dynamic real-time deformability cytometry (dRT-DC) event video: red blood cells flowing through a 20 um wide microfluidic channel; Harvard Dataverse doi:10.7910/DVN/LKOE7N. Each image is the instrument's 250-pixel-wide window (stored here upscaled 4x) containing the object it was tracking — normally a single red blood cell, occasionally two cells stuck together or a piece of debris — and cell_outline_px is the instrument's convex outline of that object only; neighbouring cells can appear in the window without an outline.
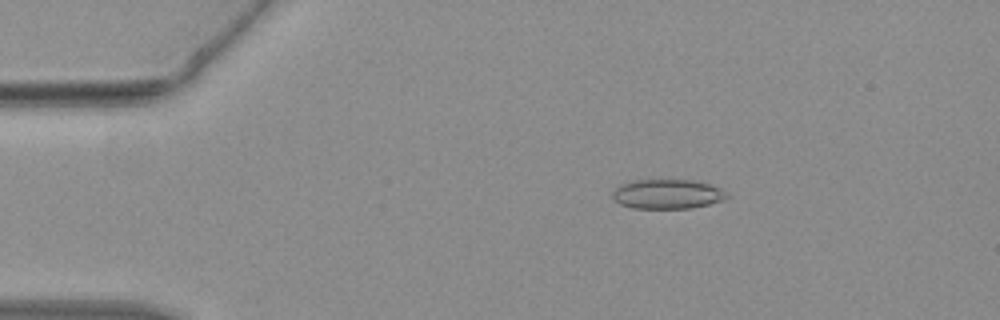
{"species": "common noctule bat (a hibernating species)", "species_latin": "Nyctalus noctula", "temperature_condition": "warm", "stored_images_in_passage": 42, "camera_frame_rate_fps": 3000, "um_per_image_px": 0.085, "animal": {"sex": "female", "body_mass_g": 19.3, "forearm_length_mm": 54.1}, "frame": {"image": 1, "passage_image": 4, "time_ms": 1.0, "image_size_px": [1000, 320], "cell_outline_px": [[732, 196], [724, 200], [692, 208], [632, 208], [620, 204], [612, 196], [612, 192], [620, 184], [632, 180], [692, 180], [708, 184], [720, 188]], "centroid_in_image_um": [56.74, 16.49], "position_along_channel_um": 28.3, "area_um2": 19.71}}
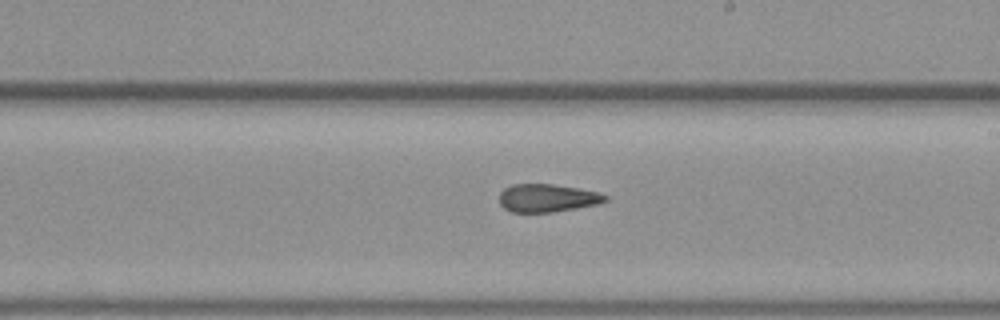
{"frame": {"image": 2, "passage_image": 22, "time_ms": 7.0, "image_size_px": [1000, 320], "cell_outline_px": [[608, 200], [600, 204], [552, 212], [512, 212], [504, 208], [500, 204], [500, 192], [504, 188], [512, 184], [552, 184], [576, 188], [596, 192], [608, 196]], "centroid_in_image_um": [46.51, 16.83], "position_along_channel_um": 242.5, "area_um2": 17.22}}
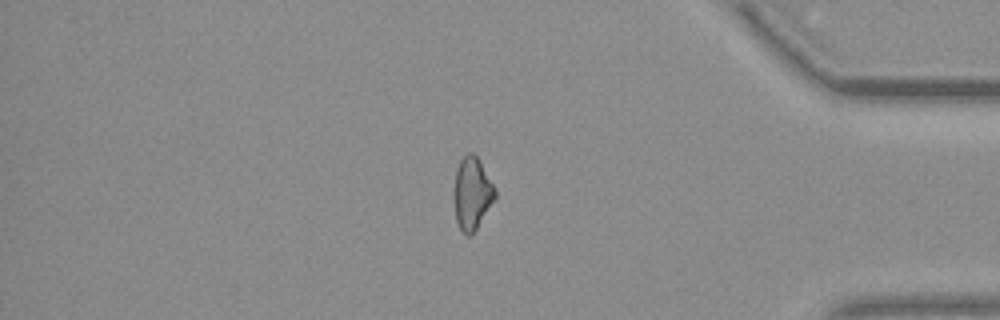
{"frame": {"image": 3, "passage_image": 34, "time_ms": 11.0, "image_size_px": [1000, 320], "cell_outline_px": [[496, 196], [476, 228], [468, 236], [460, 228], [456, 220], [452, 196], [452, 192], [456, 168], [460, 160], [468, 152], [472, 152], [476, 156], [496, 188]], "centroid_in_image_um": [40.08, 16.4], "position_along_channel_um": 395.1, "area_um2": 17.28}}